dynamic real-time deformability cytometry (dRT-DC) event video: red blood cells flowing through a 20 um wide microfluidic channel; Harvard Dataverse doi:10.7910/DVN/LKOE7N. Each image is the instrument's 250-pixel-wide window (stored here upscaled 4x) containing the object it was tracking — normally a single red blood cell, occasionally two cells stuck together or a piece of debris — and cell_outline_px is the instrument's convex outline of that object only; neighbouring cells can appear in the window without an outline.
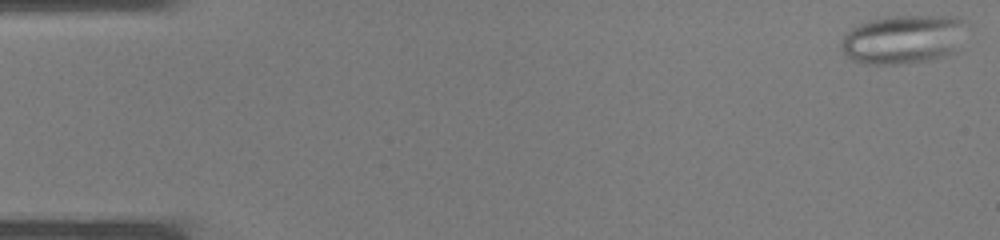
{"species": "common noctule bat (a hibernating species)", "species_latin": "Nyctalus noctula", "temperature_condition": "warm", "stored_images_in_passage": 37, "camera_frame_rate_fps": 3000, "um_per_image_px": 0.085, "animal": {"sex": "male", "body_mass_g": 19.0, "forearm_length_mm": 50.8}, "frame": {"image": 1, "passage_image": 1, "time_ms": 0.0, "image_size_px": [1000, 240], "cell_outline_px": [[964, 20], [956, 52], [932, 60], [896, 64], [864, 64], [852, 60], [840, 48], [840, 44], [844, 36], [852, 28], [868, 20], [888, 16], [956, 16]], "centroid_in_image_um": [76.73, 3.35], "position_along_channel_um": 8.3, "area_um2": 35.49}}
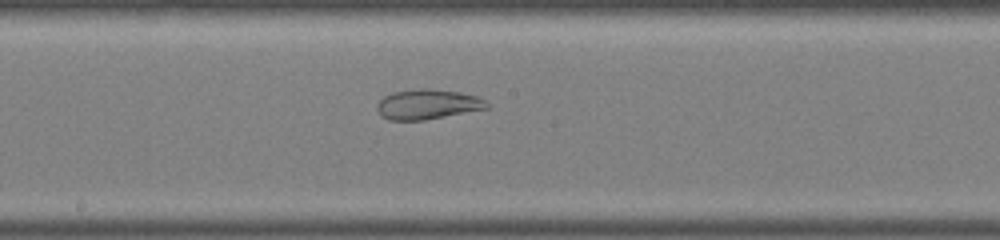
{"frame": {"image": 2, "passage_image": 20, "time_ms": 6.333, "image_size_px": [1000, 240], "cell_outline_px": [[488, 108], [424, 120], [388, 120], [380, 116], [376, 108], [376, 104], [384, 96], [392, 92], [420, 88], [428, 88], [460, 92], [476, 96], [484, 100], [488, 104]], "centroid_in_image_um": [36.29, 8.86], "position_along_channel_um": 211.9, "area_um2": 19.19}}
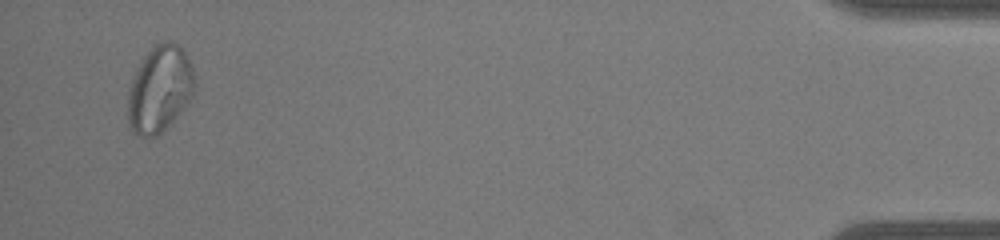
{"frame": {"image": 3, "passage_image": 36, "time_ms": 11.667, "image_size_px": [1000, 240], "cell_outline_px": [[196, 84], [192, 96], [176, 116], [156, 136], [148, 140], [132, 132], [128, 120], [128, 88], [144, 56], [160, 40], [168, 40], [176, 44], [184, 52], [192, 68]], "centroid_in_image_um": [13.55, 7.58], "position_along_channel_um": 421.6, "area_um2": 33.35}}